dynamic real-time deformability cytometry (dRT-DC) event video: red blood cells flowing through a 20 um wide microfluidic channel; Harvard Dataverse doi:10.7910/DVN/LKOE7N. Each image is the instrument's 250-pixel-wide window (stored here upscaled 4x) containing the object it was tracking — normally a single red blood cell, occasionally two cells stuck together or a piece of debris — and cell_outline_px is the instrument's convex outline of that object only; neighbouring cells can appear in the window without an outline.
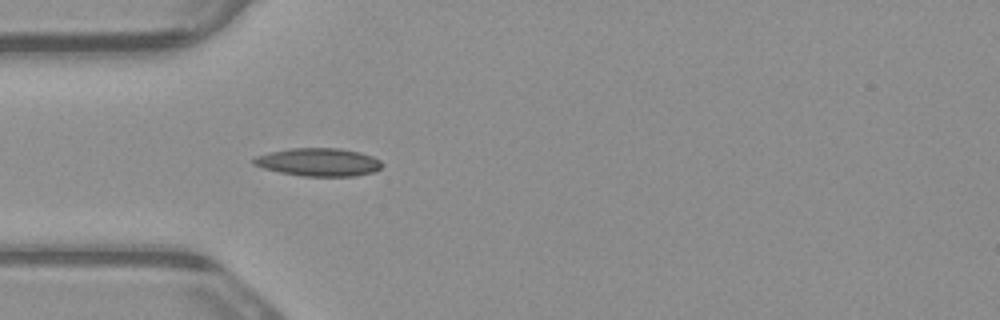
{"species": "common noctule bat (a hibernating species)", "species_latin": "Nyctalus noctula", "temperature_condition": "warm", "stored_images_in_passage": 3, "camera_frame_rate_fps": 3000, "um_per_image_px": 0.085, "animal": {"sex": "male", "body_mass_g": 23.1, "forearm_length_mm": 52.7}, "frame": {"image": 1, "passage_image": 3, "time_ms": 0.667, "image_size_px": [1000, 320], "cell_outline_px": [[384, 164], [380, 168], [372, 172], [356, 176], [304, 176], [280, 172], [264, 168], [252, 164], [252, 160], [256, 156], [268, 152], [292, 148], [340, 148], [360, 152], [372, 156], [380, 160]], "centroid_in_image_um": [27.08, 13.77], "position_along_channel_um": 57.9, "area_um2": 20.98}}